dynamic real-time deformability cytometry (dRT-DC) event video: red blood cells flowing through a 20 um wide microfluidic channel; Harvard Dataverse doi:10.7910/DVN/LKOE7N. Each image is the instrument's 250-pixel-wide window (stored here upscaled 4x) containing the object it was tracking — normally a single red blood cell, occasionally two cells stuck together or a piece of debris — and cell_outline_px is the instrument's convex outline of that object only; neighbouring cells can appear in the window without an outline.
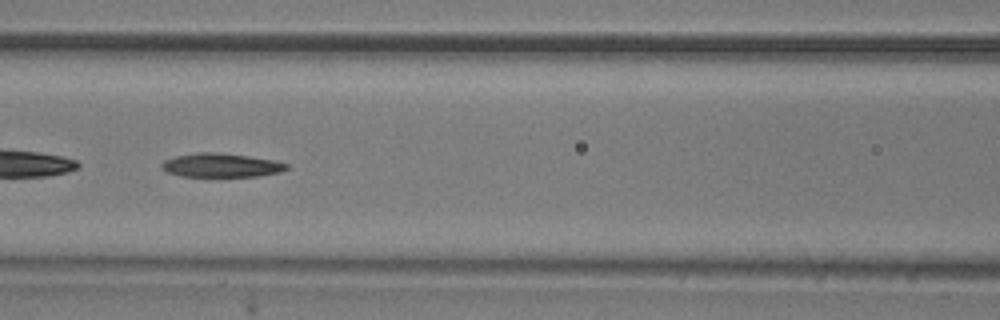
{"species": "common noctule bat (a hibernating species)", "species_latin": "Nyctalus noctula", "temperature_condition": "room temperature", "stored_images_in_passage": 53, "segment_of_instrument_passage": [2, 2], "camera_frame_rate_fps": 3000, "um_per_image_px": 0.085, "animal": {"sex": "male", "body_mass_g": 20.5, "forearm_length_mm": 52.5}, "frame": {"image": 1, "passage_image": 23, "time_ms": 7.333, "image_size_px": [1000, 320], "cell_outline_px": [[288, 168], [280, 172], [256, 176], [180, 176], [168, 172], [160, 168], [160, 164], [164, 160], [176, 156], [196, 152], [212, 152], [248, 156], [272, 160], [288, 164]], "centroid_in_image_um": [18.74, 14.04], "position_along_channel_um": 147.9, "area_um2": 17.17}}
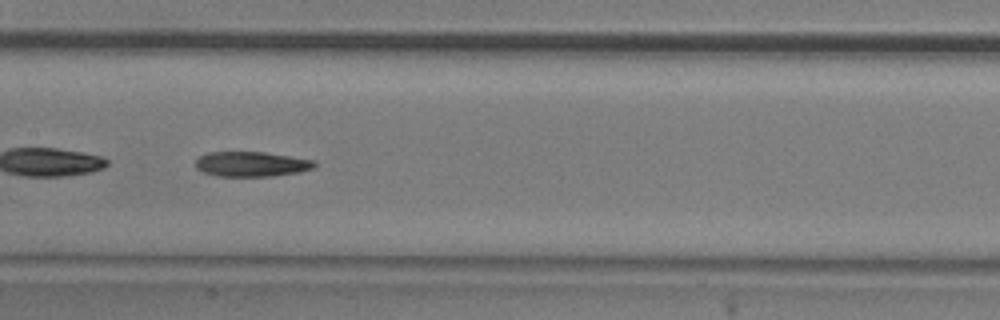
{"frame": {"image": 2, "passage_image": 26, "time_ms": 8.333, "image_size_px": [1000, 320], "cell_outline_px": [[316, 164], [312, 168], [300, 172], [272, 176], [216, 176], [204, 172], [196, 168], [196, 160], [200, 156], [208, 152], [264, 152], [316, 160]], "centroid_in_image_um": [21.38, 13.94], "position_along_channel_um": 186.0, "area_um2": 17.28}}
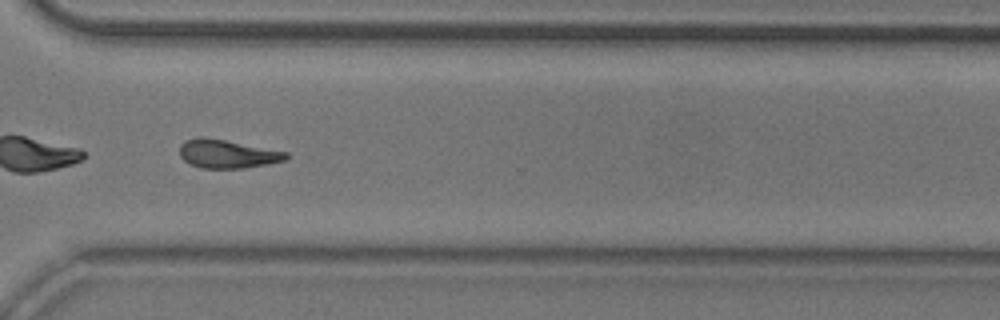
{"frame": {"image": 3, "passage_image": 39, "time_ms": 12.667, "image_size_px": [1000, 320], "cell_outline_px": [[288, 156], [284, 160], [268, 164], [244, 168], [200, 168], [184, 160], [180, 156], [180, 144], [184, 140], [196, 136], [204, 136], [288, 152]], "centroid_in_image_um": [19.28, 13.06], "position_along_channel_um": 351.3, "area_um2": 17.69}}